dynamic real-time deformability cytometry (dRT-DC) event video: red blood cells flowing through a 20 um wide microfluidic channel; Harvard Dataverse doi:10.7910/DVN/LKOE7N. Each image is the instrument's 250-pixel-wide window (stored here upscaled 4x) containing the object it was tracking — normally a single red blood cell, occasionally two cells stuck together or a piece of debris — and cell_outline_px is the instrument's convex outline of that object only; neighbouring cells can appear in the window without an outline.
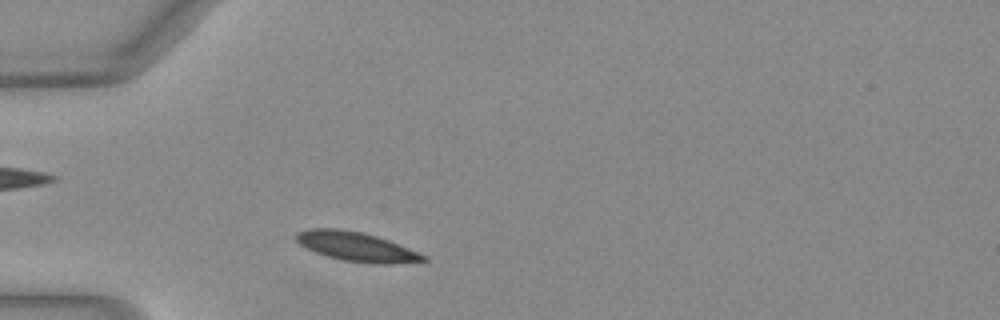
{"species": "Egyptian fruit bat (a non-hibernating species)", "species_latin": "Rousettus aegyptiacus", "temperature_condition": "warm", "stored_images_in_passage": 32, "camera_frame_rate_fps": 3000, "um_per_image_px": 0.085, "animal": {"sex": "female"}, "frame": {"image": 1, "passage_image": 1, "time_ms": 0.0, "image_size_px": [1000, 320], "cell_outline_px": [[428, 260], [392, 264], [372, 264], [340, 260], [316, 252], [300, 244], [296, 240], [296, 232], [308, 228], [336, 228], [360, 232], [376, 236], [388, 240], [428, 256]], "centroid_in_image_um": [30.3, 20.97], "position_along_channel_um": 54.7, "area_um2": 21.62}}
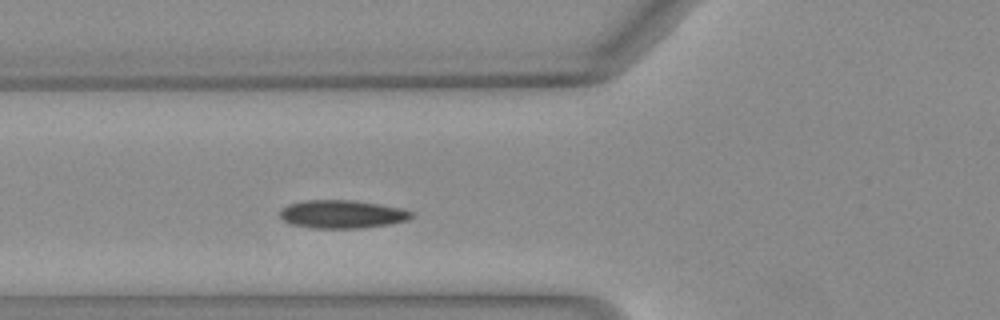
{"frame": {"image": 2, "passage_image": 5, "time_ms": 1.333, "image_size_px": [1000, 320], "cell_outline_px": [[412, 216], [408, 220], [392, 224], [360, 228], [312, 228], [292, 224], [284, 220], [280, 216], [280, 212], [288, 204], [304, 200], [352, 200], [380, 204], [400, 208], [412, 212]], "centroid_in_image_um": [29.09, 18.2], "position_along_channel_um": 96.7, "area_um2": 21.5}, "authors_computed_cell_mechanics": {"area_um2": 21.1548, "velocity_mm_per_s": 4.0153, "shape_relaxation_time_tau1_ms": 6.0511, "shape_relaxation_time_tau2_ms": null, "deformation_change_tau1": 0.1192, "deformation_change_tau2": null}}